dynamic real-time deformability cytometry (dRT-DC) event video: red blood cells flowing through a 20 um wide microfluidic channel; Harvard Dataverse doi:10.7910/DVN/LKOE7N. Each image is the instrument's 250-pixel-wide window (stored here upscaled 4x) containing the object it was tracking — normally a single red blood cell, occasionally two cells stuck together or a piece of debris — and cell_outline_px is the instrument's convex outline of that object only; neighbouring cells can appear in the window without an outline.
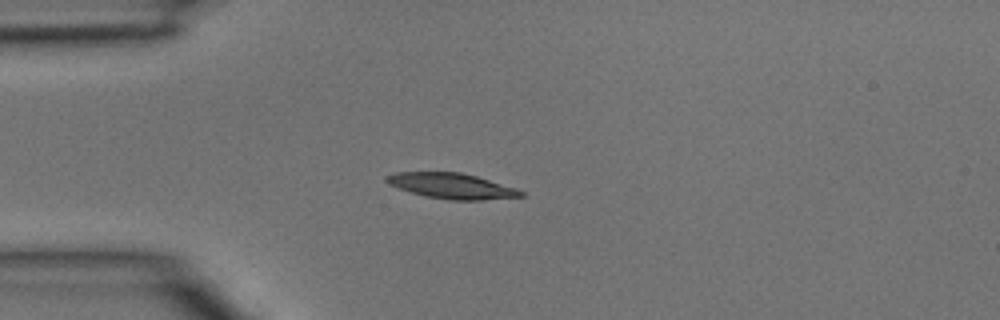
{"species": "common noctule bat (a hibernating species)", "species_latin": "Nyctalus noctula", "temperature_condition": "room temperature", "stored_images_in_passage": 2, "camera_frame_rate_fps": 3000, "um_per_image_px": 0.085, "animal": {"sex": "male", "body_mass_g": 15.6}, "frame": {"image": 1, "passage_image": 2, "time_ms": 0.333, "image_size_px": [1000, 320], "cell_outline_px": [[524, 196], [480, 200], [452, 200], [424, 196], [388, 184], [384, 180], [384, 176], [396, 172], [460, 172], [476, 176], [516, 188], [524, 192]], "centroid_in_image_um": [38.37, 15.8], "position_along_channel_um": 46.6, "area_um2": 19.83}}